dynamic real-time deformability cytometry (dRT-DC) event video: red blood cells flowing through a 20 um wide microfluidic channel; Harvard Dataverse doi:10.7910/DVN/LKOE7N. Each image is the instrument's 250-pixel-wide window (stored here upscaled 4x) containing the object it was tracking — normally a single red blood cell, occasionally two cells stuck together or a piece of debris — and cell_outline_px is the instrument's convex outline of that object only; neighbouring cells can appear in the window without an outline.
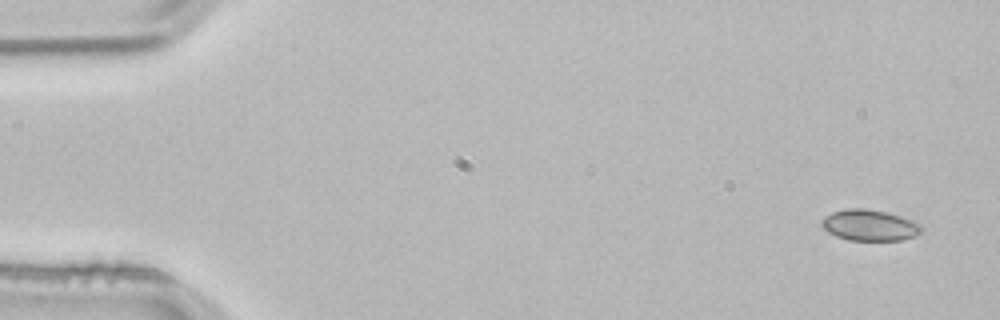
{"species": "common noctule bat (a hibernating species)", "species_latin": "Nyctalus noctula", "temperature_condition": "room temperature", "stored_images_in_passage": 3, "camera_frame_rate_fps": 3000, "um_per_image_px": 0.085, "animal": {"sex": "male", "body_mass_g": 21.5, "forearm_length_mm": 52.0}, "frame": {"image": 1, "passage_image": 1, "time_ms": 0.0, "image_size_px": [1000, 320], "cell_outline_px": [[924, 232], [916, 236], [900, 240], [848, 240], [836, 236], [828, 232], [820, 224], [820, 220], [824, 216], [832, 212], [844, 208], [864, 208], [884, 212], [900, 216], [912, 220], [920, 224], [924, 228]], "centroid_in_image_um": [73.91, 19.14], "position_along_channel_um": 11.1, "area_um2": 18.26}}
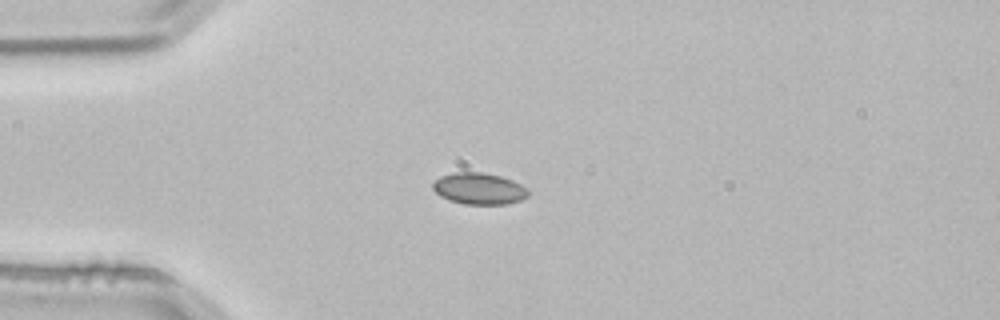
{"frame": {"image": 2, "passage_image": 3, "time_ms": 0.667, "image_size_px": [1000, 320], "cell_outline_px": [[528, 196], [520, 200], [508, 204], [464, 204], [448, 200], [440, 196], [432, 188], [432, 184], [440, 176], [452, 172], [484, 172], [500, 176], [512, 180], [520, 184], [528, 192]], "centroid_in_image_um": [40.68, 16.03], "position_along_channel_um": 44.3, "area_um2": 17.51}}